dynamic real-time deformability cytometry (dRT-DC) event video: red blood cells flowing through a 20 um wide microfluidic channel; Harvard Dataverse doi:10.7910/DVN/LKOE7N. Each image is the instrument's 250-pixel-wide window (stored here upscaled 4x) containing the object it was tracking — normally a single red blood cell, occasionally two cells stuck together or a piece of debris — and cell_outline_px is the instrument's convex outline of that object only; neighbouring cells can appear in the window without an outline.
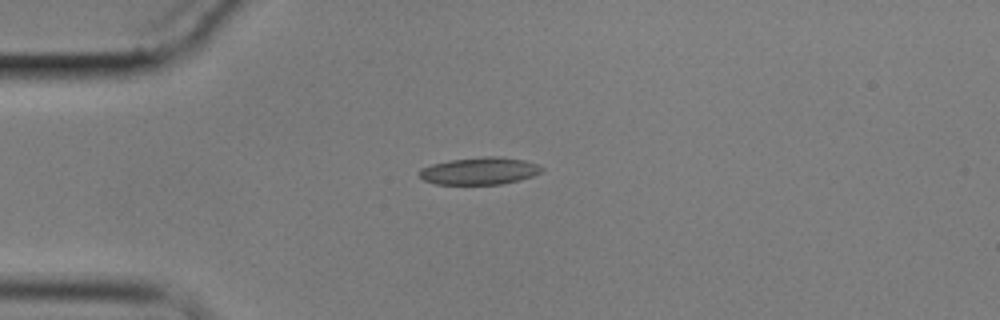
{"species": "common noctule bat (a hibernating species)", "species_latin": "Nyctalus noctula", "temperature_condition": "cold", "stored_images_in_passage": 11, "camera_frame_rate_fps": 3000, "um_per_image_px": 0.085, "animal": {"sex": "male", "body_mass_g": 17.9}, "frame": {"image": 1, "passage_image": 4, "time_ms": 4.333, "image_size_px": [1000, 320], "cell_outline_px": [[544, 168], [540, 172], [532, 176], [520, 180], [500, 184], [436, 184], [424, 180], [420, 176], [420, 168], [432, 164], [448, 160], [484, 156], [500, 156], [524, 160], [536, 164]], "centroid_in_image_um": [40.76, 14.52], "position_along_channel_um": 44.2, "area_um2": 19.42}}
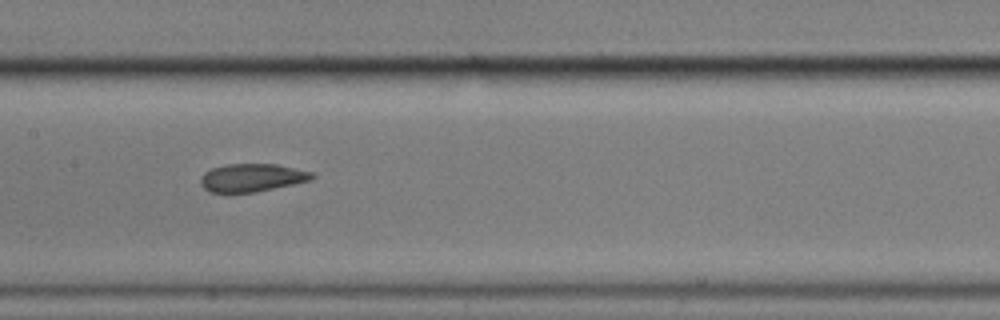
{"frame": {"image": 2, "passage_image": 8, "time_ms": 9.0, "image_size_px": [1000, 320], "cell_outline_px": [[316, 176], [312, 180], [256, 192], [208, 192], [200, 184], [200, 180], [204, 172], [212, 168], [228, 164], [276, 164], [316, 172]], "centroid_in_image_um": [21.46, 15.1], "position_along_channel_um": 185.9, "area_um2": 18.32}}
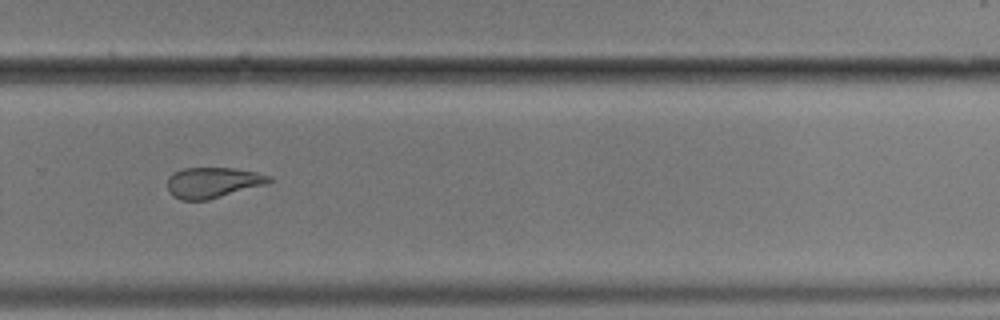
{"frame": {"image": 3, "passage_image": 11, "time_ms": 12.667, "image_size_px": [1000, 320], "cell_outline_px": [[272, 180], [268, 184], [208, 200], [180, 200], [172, 196], [168, 192], [168, 176], [184, 168], [232, 168], [256, 172], [272, 176]], "centroid_in_image_um": [18.1, 15.53], "position_along_channel_um": 311.7, "area_um2": 18.26}}